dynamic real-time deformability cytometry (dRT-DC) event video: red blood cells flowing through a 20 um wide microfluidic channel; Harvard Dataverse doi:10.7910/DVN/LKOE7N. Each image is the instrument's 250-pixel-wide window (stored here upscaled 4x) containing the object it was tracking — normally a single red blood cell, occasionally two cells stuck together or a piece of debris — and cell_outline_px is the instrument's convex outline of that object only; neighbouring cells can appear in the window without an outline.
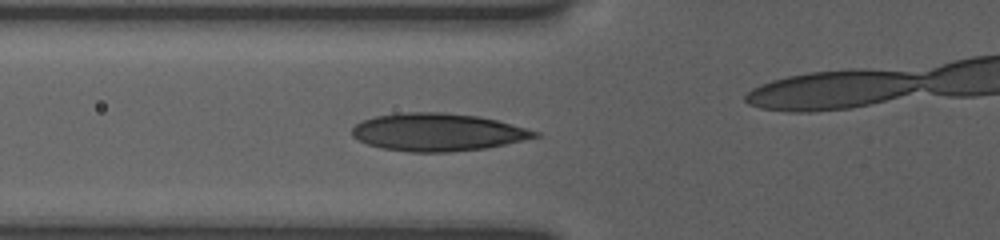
{"species": "human", "species_latin": "Homo sapiens", "temperature_condition": "room temperature", "stored_images_in_passage": 11, "camera_frame_rate_fps": 3000, "um_per_image_px": 0.085, "donor": {"sex": "female"}, "frame": {"image": 1, "passage_image": 4, "time_ms": 2.0, "image_size_px": [1000, 240], "cell_outline_px": [[540, 136], [524, 140], [484, 148], [448, 152], [412, 152], [380, 148], [368, 144], [352, 136], [352, 128], [356, 124], [364, 120], [376, 116], [400, 112], [444, 112], [480, 116], [496, 120], [540, 132]], "centroid_in_image_um": [37.19, 11.23], "position_along_channel_um": 88.6, "area_um2": 40.0}}
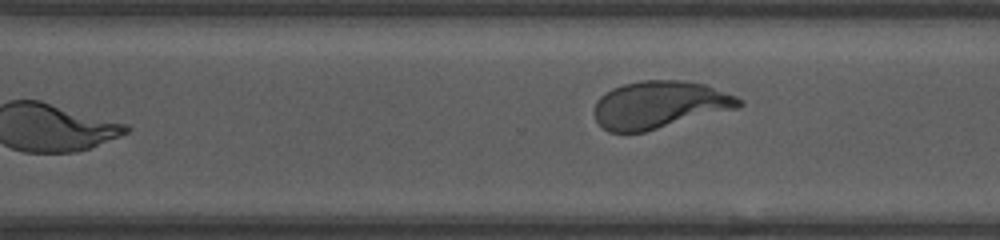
{"frame": {"image": 2, "passage_image": 11, "time_ms": 9.333, "image_size_px": [1000, 240], "cell_outline_px": [[744, 104], [736, 108], [644, 132], [608, 132], [596, 120], [596, 100], [600, 96], [612, 88], [624, 84], [640, 80], [684, 80], [704, 84], [736, 96]], "centroid_in_image_um": [56.04, 8.89], "position_along_channel_um": 314.6, "area_um2": 39.54}}